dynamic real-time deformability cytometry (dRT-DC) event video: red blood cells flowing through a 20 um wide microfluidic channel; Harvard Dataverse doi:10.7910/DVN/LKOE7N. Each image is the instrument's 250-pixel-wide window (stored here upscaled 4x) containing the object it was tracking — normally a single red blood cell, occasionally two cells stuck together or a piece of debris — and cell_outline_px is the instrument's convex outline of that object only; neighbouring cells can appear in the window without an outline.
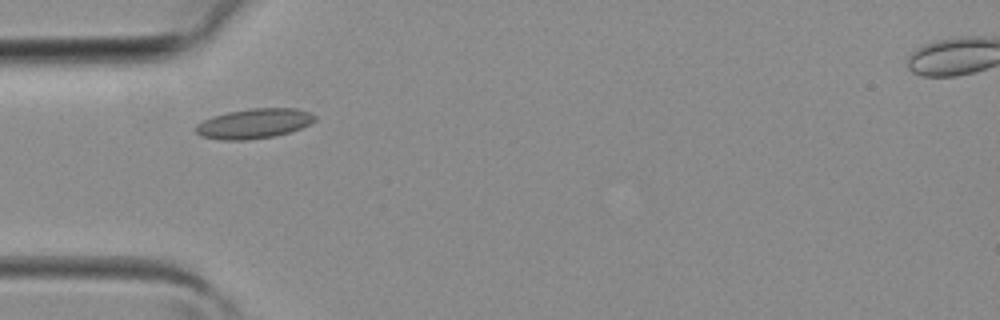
{"species": "common noctule bat (a hibernating species)", "species_latin": "Nyctalus noctula", "temperature_condition": "room temperature", "stored_images_in_passage": 2, "camera_frame_rate_fps": 3000, "um_per_image_px": 0.085, "animal": {"sex": "female", "body_mass_g": 19.3, "forearm_length_mm": 54.1}, "frame": {"image": 1, "passage_image": 1, "time_ms": 0.0, "image_size_px": [1000, 320], "cell_outline_px": [[316, 120], [300, 128], [288, 132], [272, 136], [244, 140], [224, 140], [200, 136], [196, 132], [196, 124], [212, 116], [228, 112], [252, 108], [296, 108], [312, 112], [316, 116]], "centroid_in_image_um": [21.6, 10.49], "position_along_channel_um": 63.4, "area_um2": 20.58}}
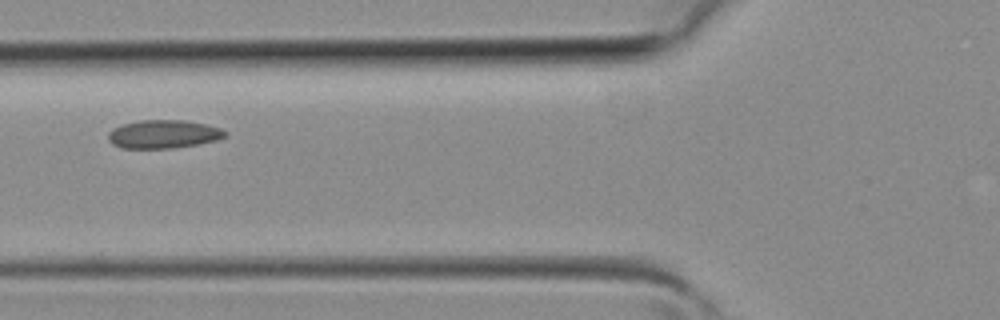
{"frame": {"image": 2, "passage_image": 2, "time_ms": 0.333, "image_size_px": [1000, 320], "cell_outline_px": [[228, 136], [216, 140], [200, 144], [176, 148], [120, 148], [112, 144], [108, 140], [108, 132], [112, 128], [124, 124], [140, 120], [184, 120], [204, 124], [220, 128], [228, 132]], "centroid_in_image_um": [13.9, 11.41], "position_along_channel_um": 111.9, "area_um2": 19.48}}